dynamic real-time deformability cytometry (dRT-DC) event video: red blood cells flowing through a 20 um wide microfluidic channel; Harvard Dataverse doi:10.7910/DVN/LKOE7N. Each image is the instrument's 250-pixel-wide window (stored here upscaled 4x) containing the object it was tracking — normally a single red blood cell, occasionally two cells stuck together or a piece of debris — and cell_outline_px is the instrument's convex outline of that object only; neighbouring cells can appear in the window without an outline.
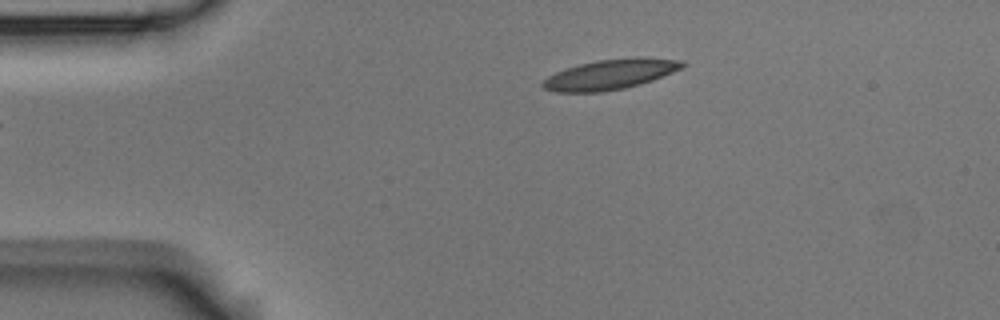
{"species": "Egyptian fruit bat (a non-hibernating species)", "species_latin": "Rousettus aegyptiacus", "temperature_condition": "room temperature", "stored_images_in_passage": 3, "camera_frame_rate_fps": 3000, "um_per_image_px": 0.085, "animal": {"sex": "male"}, "frame": {"image": 1, "passage_image": 3, "time_ms": 0.667, "image_size_px": [1000, 320], "cell_outline_px": [[688, 64], [684, 68], [652, 80], [640, 84], [624, 88], [600, 92], [556, 92], [544, 88], [540, 84], [548, 76], [556, 72], [580, 64], [600, 60], [636, 56], [684, 60]], "centroid_in_image_um": [51.95, 6.31], "position_along_channel_um": 33.1, "area_um2": 24.57}}